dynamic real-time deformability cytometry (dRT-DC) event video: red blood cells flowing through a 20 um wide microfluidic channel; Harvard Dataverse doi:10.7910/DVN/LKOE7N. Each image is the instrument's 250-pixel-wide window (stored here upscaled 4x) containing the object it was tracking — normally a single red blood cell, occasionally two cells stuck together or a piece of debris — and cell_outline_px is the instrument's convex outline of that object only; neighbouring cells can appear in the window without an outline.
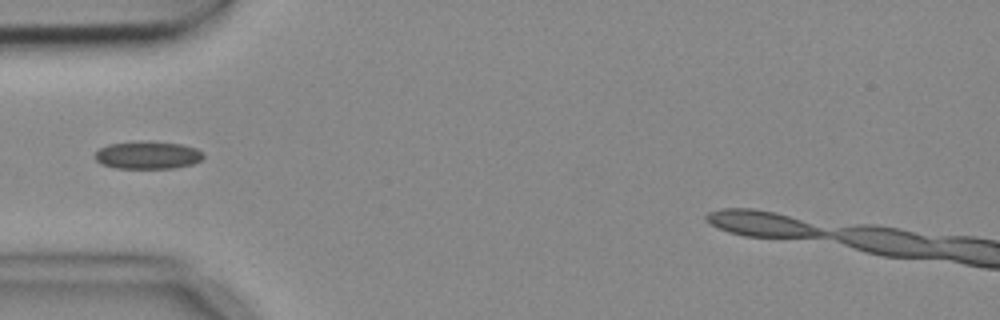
{"species": "common noctule bat (a hibernating species)", "species_latin": "Nyctalus noctula", "temperature_condition": "cold", "stored_images_in_passage": 5, "segment_of_instrument_passage": [2, 2], "camera_frame_rate_fps": 3000, "um_per_image_px": 0.085, "animal": {"sex": "female", "body_mass_g": 18.4}, "frame": {"image": 1, "passage_image": 5, "time_ms": 1.333, "image_size_px": [1000, 320], "cell_outline_px": [[204, 156], [200, 160], [192, 164], [172, 168], [116, 168], [100, 164], [96, 160], [96, 152], [100, 148], [108, 144], [180, 144], [196, 148], [204, 152]], "centroid_in_image_um": [12.57, 13.24], "position_along_channel_um": 72.4, "area_um2": 16.53}}